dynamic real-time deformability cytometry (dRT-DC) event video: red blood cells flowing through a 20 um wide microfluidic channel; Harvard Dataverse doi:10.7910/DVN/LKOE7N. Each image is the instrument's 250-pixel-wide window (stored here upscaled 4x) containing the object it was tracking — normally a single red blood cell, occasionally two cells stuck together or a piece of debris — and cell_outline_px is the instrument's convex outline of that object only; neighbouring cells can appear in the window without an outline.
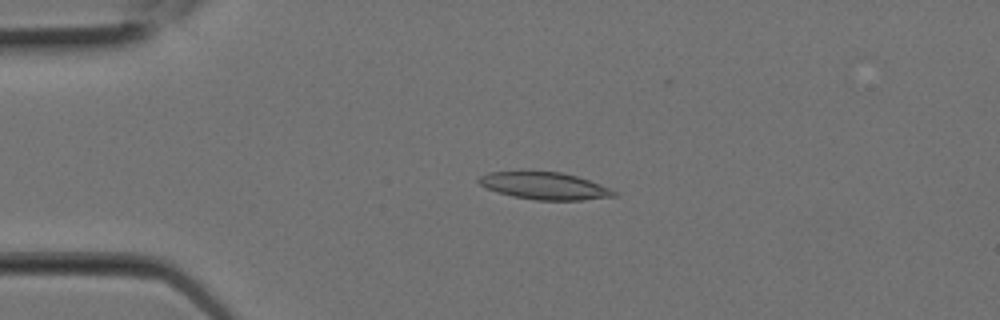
{"species": "Egyptian fruit bat (a non-hibernating species)", "species_latin": "Rousettus aegyptiacus", "temperature_condition": "room temperature", "stored_images_in_passage": 9, "camera_frame_rate_fps": 3000, "um_per_image_px": 0.085, "animal": {"sex": "female"}, "frame": {"image": 1, "passage_image": 6, "time_ms": 1.667, "image_size_px": [1000, 320], "cell_outline_px": [[620, 196], [580, 200], [536, 200], [512, 196], [496, 192], [480, 184], [476, 180], [480, 176], [488, 172], [520, 168], [560, 172], [576, 176], [612, 188], [620, 192]], "centroid_in_image_um": [46.26, 15.75], "position_along_channel_um": 38.7, "area_um2": 22.48}}
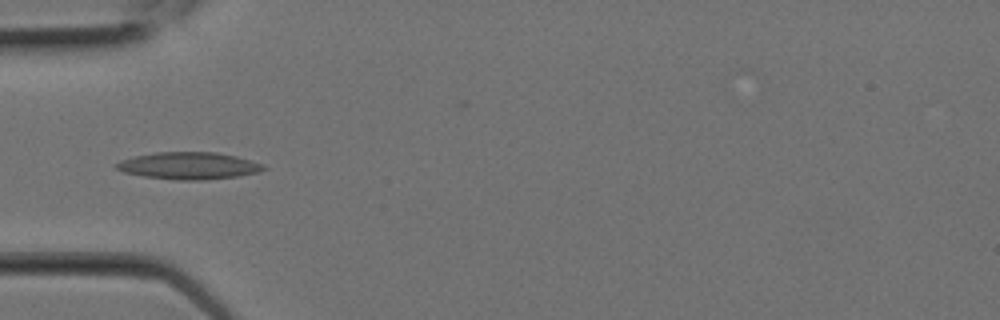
{"frame": {"image": 2, "passage_image": 8, "time_ms": 2.333, "image_size_px": [1000, 320], "cell_outline_px": [[268, 168], [260, 172], [236, 176], [204, 180], [176, 180], [144, 176], [124, 172], [116, 168], [116, 164], [120, 160], [136, 156], [156, 152], [216, 152], [236, 156], [264, 164]], "centroid_in_image_um": [16.08, 14.08], "position_along_channel_um": 68.9, "area_um2": 23.18}}